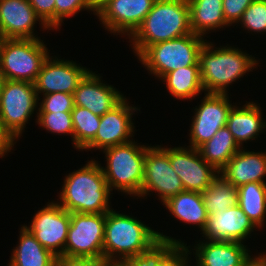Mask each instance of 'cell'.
Here are the masks:
<instances>
[{
    "label": "cell",
    "instance_id": "15",
    "mask_svg": "<svg viewBox=\"0 0 266 266\" xmlns=\"http://www.w3.org/2000/svg\"><path fill=\"white\" fill-rule=\"evenodd\" d=\"M137 110L140 111V109L129 105L125 97L111 111L101 116L95 138L83 150L95 148L103 151L109 147L132 141L130 138L134 136L135 130L132 121L134 119L131 116Z\"/></svg>",
    "mask_w": 266,
    "mask_h": 266
},
{
    "label": "cell",
    "instance_id": "8",
    "mask_svg": "<svg viewBox=\"0 0 266 266\" xmlns=\"http://www.w3.org/2000/svg\"><path fill=\"white\" fill-rule=\"evenodd\" d=\"M39 100L33 83L5 79L0 92V119L16 140L37 110Z\"/></svg>",
    "mask_w": 266,
    "mask_h": 266
},
{
    "label": "cell",
    "instance_id": "1",
    "mask_svg": "<svg viewBox=\"0 0 266 266\" xmlns=\"http://www.w3.org/2000/svg\"><path fill=\"white\" fill-rule=\"evenodd\" d=\"M192 33L187 0H156L141 25L129 37L137 58L151 45Z\"/></svg>",
    "mask_w": 266,
    "mask_h": 266
},
{
    "label": "cell",
    "instance_id": "7",
    "mask_svg": "<svg viewBox=\"0 0 266 266\" xmlns=\"http://www.w3.org/2000/svg\"><path fill=\"white\" fill-rule=\"evenodd\" d=\"M48 56L41 39H0V68L6 80L34 84Z\"/></svg>",
    "mask_w": 266,
    "mask_h": 266
},
{
    "label": "cell",
    "instance_id": "25",
    "mask_svg": "<svg viewBox=\"0 0 266 266\" xmlns=\"http://www.w3.org/2000/svg\"><path fill=\"white\" fill-rule=\"evenodd\" d=\"M174 218L205 229L208 214L200 192L182 191L163 203Z\"/></svg>",
    "mask_w": 266,
    "mask_h": 266
},
{
    "label": "cell",
    "instance_id": "24",
    "mask_svg": "<svg viewBox=\"0 0 266 266\" xmlns=\"http://www.w3.org/2000/svg\"><path fill=\"white\" fill-rule=\"evenodd\" d=\"M190 11L192 33L204 37L210 30L215 31L231 26L223 14V0H187Z\"/></svg>",
    "mask_w": 266,
    "mask_h": 266
},
{
    "label": "cell",
    "instance_id": "39",
    "mask_svg": "<svg viewBox=\"0 0 266 266\" xmlns=\"http://www.w3.org/2000/svg\"><path fill=\"white\" fill-rule=\"evenodd\" d=\"M17 140L14 136L4 127L3 121L0 119V158L4 157L6 153L11 152Z\"/></svg>",
    "mask_w": 266,
    "mask_h": 266
},
{
    "label": "cell",
    "instance_id": "16",
    "mask_svg": "<svg viewBox=\"0 0 266 266\" xmlns=\"http://www.w3.org/2000/svg\"><path fill=\"white\" fill-rule=\"evenodd\" d=\"M156 0H110L97 13L110 33L128 35L141 25Z\"/></svg>",
    "mask_w": 266,
    "mask_h": 266
},
{
    "label": "cell",
    "instance_id": "4",
    "mask_svg": "<svg viewBox=\"0 0 266 266\" xmlns=\"http://www.w3.org/2000/svg\"><path fill=\"white\" fill-rule=\"evenodd\" d=\"M213 46L206 41L199 54L204 93L227 94V87L256 68L259 61L232 46L215 47V50Z\"/></svg>",
    "mask_w": 266,
    "mask_h": 266
},
{
    "label": "cell",
    "instance_id": "20",
    "mask_svg": "<svg viewBox=\"0 0 266 266\" xmlns=\"http://www.w3.org/2000/svg\"><path fill=\"white\" fill-rule=\"evenodd\" d=\"M159 240L149 249L132 258L125 259L117 266H190L187 243L165 236L159 232ZM188 260V261H187Z\"/></svg>",
    "mask_w": 266,
    "mask_h": 266
},
{
    "label": "cell",
    "instance_id": "43",
    "mask_svg": "<svg viewBox=\"0 0 266 266\" xmlns=\"http://www.w3.org/2000/svg\"><path fill=\"white\" fill-rule=\"evenodd\" d=\"M8 266H16V265L10 261Z\"/></svg>",
    "mask_w": 266,
    "mask_h": 266
},
{
    "label": "cell",
    "instance_id": "38",
    "mask_svg": "<svg viewBox=\"0 0 266 266\" xmlns=\"http://www.w3.org/2000/svg\"><path fill=\"white\" fill-rule=\"evenodd\" d=\"M55 266H113L106 258H81L58 256Z\"/></svg>",
    "mask_w": 266,
    "mask_h": 266
},
{
    "label": "cell",
    "instance_id": "2",
    "mask_svg": "<svg viewBox=\"0 0 266 266\" xmlns=\"http://www.w3.org/2000/svg\"><path fill=\"white\" fill-rule=\"evenodd\" d=\"M110 192L101 164L91 159L65 176L57 203L69 213H107Z\"/></svg>",
    "mask_w": 266,
    "mask_h": 266
},
{
    "label": "cell",
    "instance_id": "30",
    "mask_svg": "<svg viewBox=\"0 0 266 266\" xmlns=\"http://www.w3.org/2000/svg\"><path fill=\"white\" fill-rule=\"evenodd\" d=\"M208 216L215 215L220 210H226L238 205V190L219 174L212 183L201 192Z\"/></svg>",
    "mask_w": 266,
    "mask_h": 266
},
{
    "label": "cell",
    "instance_id": "23",
    "mask_svg": "<svg viewBox=\"0 0 266 266\" xmlns=\"http://www.w3.org/2000/svg\"><path fill=\"white\" fill-rule=\"evenodd\" d=\"M261 111V107L254 102H247L242 108L236 105L232 107L226 126L240 148H243L244 142L256 139L266 129Z\"/></svg>",
    "mask_w": 266,
    "mask_h": 266
},
{
    "label": "cell",
    "instance_id": "35",
    "mask_svg": "<svg viewBox=\"0 0 266 266\" xmlns=\"http://www.w3.org/2000/svg\"><path fill=\"white\" fill-rule=\"evenodd\" d=\"M38 104L39 112H71L74 107L73 94L56 92L43 95V100Z\"/></svg>",
    "mask_w": 266,
    "mask_h": 266
},
{
    "label": "cell",
    "instance_id": "41",
    "mask_svg": "<svg viewBox=\"0 0 266 266\" xmlns=\"http://www.w3.org/2000/svg\"><path fill=\"white\" fill-rule=\"evenodd\" d=\"M95 14L110 0H91Z\"/></svg>",
    "mask_w": 266,
    "mask_h": 266
},
{
    "label": "cell",
    "instance_id": "26",
    "mask_svg": "<svg viewBox=\"0 0 266 266\" xmlns=\"http://www.w3.org/2000/svg\"><path fill=\"white\" fill-rule=\"evenodd\" d=\"M18 243L10 257L16 266H55L57 256L45 249L25 225L20 229Z\"/></svg>",
    "mask_w": 266,
    "mask_h": 266
},
{
    "label": "cell",
    "instance_id": "32",
    "mask_svg": "<svg viewBox=\"0 0 266 266\" xmlns=\"http://www.w3.org/2000/svg\"><path fill=\"white\" fill-rule=\"evenodd\" d=\"M36 123L54 134H70L73 141L74 126L71 112H37Z\"/></svg>",
    "mask_w": 266,
    "mask_h": 266
},
{
    "label": "cell",
    "instance_id": "13",
    "mask_svg": "<svg viewBox=\"0 0 266 266\" xmlns=\"http://www.w3.org/2000/svg\"><path fill=\"white\" fill-rule=\"evenodd\" d=\"M163 149L169 154L172 168L180 177L185 191L201 193L219 175V171L202 158L198 149L185 146Z\"/></svg>",
    "mask_w": 266,
    "mask_h": 266
},
{
    "label": "cell",
    "instance_id": "18",
    "mask_svg": "<svg viewBox=\"0 0 266 266\" xmlns=\"http://www.w3.org/2000/svg\"><path fill=\"white\" fill-rule=\"evenodd\" d=\"M256 227L239 205L220 210L208 216L202 237L211 241H233L244 243Z\"/></svg>",
    "mask_w": 266,
    "mask_h": 266
},
{
    "label": "cell",
    "instance_id": "37",
    "mask_svg": "<svg viewBox=\"0 0 266 266\" xmlns=\"http://www.w3.org/2000/svg\"><path fill=\"white\" fill-rule=\"evenodd\" d=\"M40 19L51 29H55V0H29Z\"/></svg>",
    "mask_w": 266,
    "mask_h": 266
},
{
    "label": "cell",
    "instance_id": "5",
    "mask_svg": "<svg viewBox=\"0 0 266 266\" xmlns=\"http://www.w3.org/2000/svg\"><path fill=\"white\" fill-rule=\"evenodd\" d=\"M130 141L109 147L106 154V167H102L110 191L116 189L130 196H139L144 181V161L150 146Z\"/></svg>",
    "mask_w": 266,
    "mask_h": 266
},
{
    "label": "cell",
    "instance_id": "17",
    "mask_svg": "<svg viewBox=\"0 0 266 266\" xmlns=\"http://www.w3.org/2000/svg\"><path fill=\"white\" fill-rule=\"evenodd\" d=\"M37 21L43 30H51L36 14L29 0H0V39H39L34 34Z\"/></svg>",
    "mask_w": 266,
    "mask_h": 266
},
{
    "label": "cell",
    "instance_id": "29",
    "mask_svg": "<svg viewBox=\"0 0 266 266\" xmlns=\"http://www.w3.org/2000/svg\"><path fill=\"white\" fill-rule=\"evenodd\" d=\"M238 205L256 228H263L266 217V183H246L239 187Z\"/></svg>",
    "mask_w": 266,
    "mask_h": 266
},
{
    "label": "cell",
    "instance_id": "6",
    "mask_svg": "<svg viewBox=\"0 0 266 266\" xmlns=\"http://www.w3.org/2000/svg\"><path fill=\"white\" fill-rule=\"evenodd\" d=\"M194 33L155 43L139 57V61L155 77L161 79L165 74L178 68L199 64V54L207 40ZM147 67V68H146Z\"/></svg>",
    "mask_w": 266,
    "mask_h": 266
},
{
    "label": "cell",
    "instance_id": "40",
    "mask_svg": "<svg viewBox=\"0 0 266 266\" xmlns=\"http://www.w3.org/2000/svg\"><path fill=\"white\" fill-rule=\"evenodd\" d=\"M242 266H266V253L258 254V256H250Z\"/></svg>",
    "mask_w": 266,
    "mask_h": 266
},
{
    "label": "cell",
    "instance_id": "19",
    "mask_svg": "<svg viewBox=\"0 0 266 266\" xmlns=\"http://www.w3.org/2000/svg\"><path fill=\"white\" fill-rule=\"evenodd\" d=\"M124 98L112 85L103 83L100 74L92 71L82 79L73 93L75 106L87 108L98 116L111 111Z\"/></svg>",
    "mask_w": 266,
    "mask_h": 266
},
{
    "label": "cell",
    "instance_id": "36",
    "mask_svg": "<svg viewBox=\"0 0 266 266\" xmlns=\"http://www.w3.org/2000/svg\"><path fill=\"white\" fill-rule=\"evenodd\" d=\"M254 0H223V14L226 22L230 25L239 24V20L247 7Z\"/></svg>",
    "mask_w": 266,
    "mask_h": 266
},
{
    "label": "cell",
    "instance_id": "31",
    "mask_svg": "<svg viewBox=\"0 0 266 266\" xmlns=\"http://www.w3.org/2000/svg\"><path fill=\"white\" fill-rule=\"evenodd\" d=\"M71 114L74 126L73 145L80 151L95 138L101 116L92 113L87 108L75 105Z\"/></svg>",
    "mask_w": 266,
    "mask_h": 266
},
{
    "label": "cell",
    "instance_id": "42",
    "mask_svg": "<svg viewBox=\"0 0 266 266\" xmlns=\"http://www.w3.org/2000/svg\"><path fill=\"white\" fill-rule=\"evenodd\" d=\"M4 81H5V78L3 76V72H2V70L0 68V92H1V89H2Z\"/></svg>",
    "mask_w": 266,
    "mask_h": 266
},
{
    "label": "cell",
    "instance_id": "12",
    "mask_svg": "<svg viewBox=\"0 0 266 266\" xmlns=\"http://www.w3.org/2000/svg\"><path fill=\"white\" fill-rule=\"evenodd\" d=\"M70 225V213L57 202L37 211L31 225H25L40 244L55 256H63Z\"/></svg>",
    "mask_w": 266,
    "mask_h": 266
},
{
    "label": "cell",
    "instance_id": "3",
    "mask_svg": "<svg viewBox=\"0 0 266 266\" xmlns=\"http://www.w3.org/2000/svg\"><path fill=\"white\" fill-rule=\"evenodd\" d=\"M159 239L158 231L131 215L114 209L106 213L103 254L113 266L146 251Z\"/></svg>",
    "mask_w": 266,
    "mask_h": 266
},
{
    "label": "cell",
    "instance_id": "14",
    "mask_svg": "<svg viewBox=\"0 0 266 266\" xmlns=\"http://www.w3.org/2000/svg\"><path fill=\"white\" fill-rule=\"evenodd\" d=\"M48 56L43 62L34 82L38 98L39 93L48 95L56 92L73 94L82 79L91 71L70 60H61Z\"/></svg>",
    "mask_w": 266,
    "mask_h": 266
},
{
    "label": "cell",
    "instance_id": "11",
    "mask_svg": "<svg viewBox=\"0 0 266 266\" xmlns=\"http://www.w3.org/2000/svg\"><path fill=\"white\" fill-rule=\"evenodd\" d=\"M227 94L205 93L201 105L196 106L190 127V145L198 149L227 125L228 115L234 105Z\"/></svg>",
    "mask_w": 266,
    "mask_h": 266
},
{
    "label": "cell",
    "instance_id": "28",
    "mask_svg": "<svg viewBox=\"0 0 266 266\" xmlns=\"http://www.w3.org/2000/svg\"><path fill=\"white\" fill-rule=\"evenodd\" d=\"M239 150L240 147L227 126L220 128L209 141L198 148L202 158L219 172Z\"/></svg>",
    "mask_w": 266,
    "mask_h": 266
},
{
    "label": "cell",
    "instance_id": "10",
    "mask_svg": "<svg viewBox=\"0 0 266 266\" xmlns=\"http://www.w3.org/2000/svg\"><path fill=\"white\" fill-rule=\"evenodd\" d=\"M157 192L161 202H166L169 198L184 191L180 177L172 168L169 154L161 145L150 146L146 150L144 161V181L139 198Z\"/></svg>",
    "mask_w": 266,
    "mask_h": 266
},
{
    "label": "cell",
    "instance_id": "9",
    "mask_svg": "<svg viewBox=\"0 0 266 266\" xmlns=\"http://www.w3.org/2000/svg\"><path fill=\"white\" fill-rule=\"evenodd\" d=\"M105 220L106 213H70L64 256L104 257Z\"/></svg>",
    "mask_w": 266,
    "mask_h": 266
},
{
    "label": "cell",
    "instance_id": "22",
    "mask_svg": "<svg viewBox=\"0 0 266 266\" xmlns=\"http://www.w3.org/2000/svg\"><path fill=\"white\" fill-rule=\"evenodd\" d=\"M240 149L232 156L226 166L219 172L235 187L246 183H266V152H254Z\"/></svg>",
    "mask_w": 266,
    "mask_h": 266
},
{
    "label": "cell",
    "instance_id": "27",
    "mask_svg": "<svg viewBox=\"0 0 266 266\" xmlns=\"http://www.w3.org/2000/svg\"><path fill=\"white\" fill-rule=\"evenodd\" d=\"M160 80L166 83L168 92L176 99H193L204 91L200 65L178 68L165 74Z\"/></svg>",
    "mask_w": 266,
    "mask_h": 266
},
{
    "label": "cell",
    "instance_id": "21",
    "mask_svg": "<svg viewBox=\"0 0 266 266\" xmlns=\"http://www.w3.org/2000/svg\"><path fill=\"white\" fill-rule=\"evenodd\" d=\"M199 242L194 247L196 266H242L251 256L244 243L233 241Z\"/></svg>",
    "mask_w": 266,
    "mask_h": 266
},
{
    "label": "cell",
    "instance_id": "34",
    "mask_svg": "<svg viewBox=\"0 0 266 266\" xmlns=\"http://www.w3.org/2000/svg\"><path fill=\"white\" fill-rule=\"evenodd\" d=\"M82 9L95 13L91 0H55V29H59L64 19L77 14Z\"/></svg>",
    "mask_w": 266,
    "mask_h": 266
},
{
    "label": "cell",
    "instance_id": "33",
    "mask_svg": "<svg viewBox=\"0 0 266 266\" xmlns=\"http://www.w3.org/2000/svg\"><path fill=\"white\" fill-rule=\"evenodd\" d=\"M240 25L249 32L266 33V0H254L244 11Z\"/></svg>",
    "mask_w": 266,
    "mask_h": 266
}]
</instances>
